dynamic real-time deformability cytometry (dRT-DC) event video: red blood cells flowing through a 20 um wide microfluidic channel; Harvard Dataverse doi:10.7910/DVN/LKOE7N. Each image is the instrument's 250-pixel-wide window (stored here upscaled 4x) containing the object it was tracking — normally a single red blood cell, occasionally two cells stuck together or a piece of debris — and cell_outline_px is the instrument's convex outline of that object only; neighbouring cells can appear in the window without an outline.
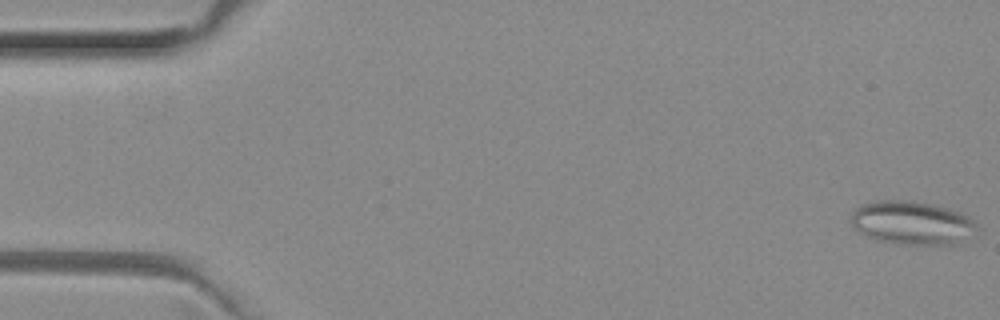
{"species": "common noctule bat (a hibernating species)", "species_latin": "Nyctalus noctula", "temperature_condition": "room temperature", "stored_images_in_passage": 50, "camera_frame_rate_fps": 3000, "um_per_image_px": 0.085, "animal": {"sex": "female", "body_mass_g": 29.2, "forearm_length_mm": 56.3}, "frame": {"image": 1, "passage_image": 1, "time_ms": 0.0, "image_size_px": [1000, 320], "cell_outline_px": [[976, 236], [956, 244], [896, 244], [880, 240], [868, 236], [860, 232], [852, 224], [852, 212], [860, 204], [884, 200], [904, 200], [932, 204], [948, 208], [960, 212], [968, 216], [976, 224]], "centroid_in_image_um": [77.57, 18.95], "position_along_channel_um": 7.4, "area_um2": 31.85}}
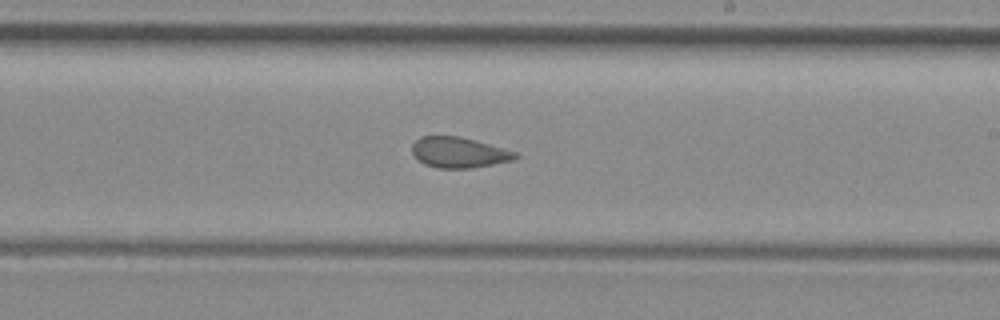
{"frame": {"image": 2, "passage_image": 30, "time_ms": 9.667, "image_size_px": [1000, 320], "cell_outline_px": [[520, 156], [512, 160], [472, 168], [436, 168], [424, 164], [412, 152], [412, 144], [420, 136], [460, 136], [520, 152]], "centroid_in_image_um": [39.04, 12.95], "position_along_channel_um": 250.0, "area_um2": 18.5}}
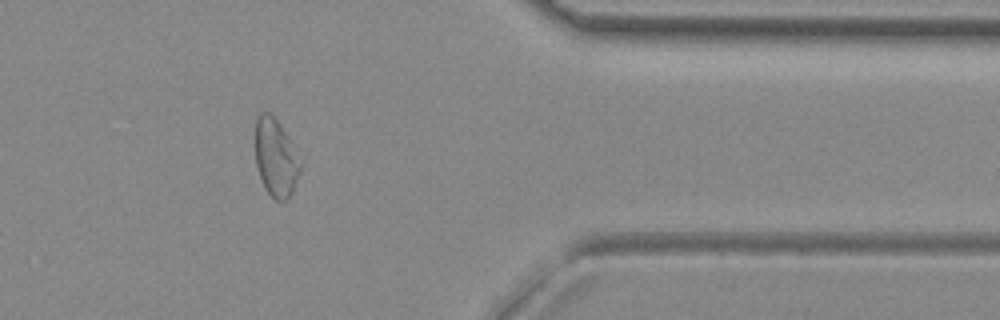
{"frame": {"image": 3, "passage_image": 42, "time_ms": 13.667, "image_size_px": [1000, 320], "cell_outline_px": [[304, 164], [292, 192], [288, 200], [276, 200], [264, 188], [256, 164], [256, 116], [260, 112], [268, 112], [280, 124]], "centroid_in_image_um": [23.47, 13.42], "position_along_channel_um": 387.9, "area_um2": 20.46}, "authors_computed_cell_mechanics": {"area_um2": 21.7039, "velocity_mm_per_s": 3.9977, "shape_relaxation_time_tau1_ms": null, "shape_relaxation_time_tau2_ms": 1.8005, "deformation_change_tau1": null, "deformation_change_tau2": 0.0905}}